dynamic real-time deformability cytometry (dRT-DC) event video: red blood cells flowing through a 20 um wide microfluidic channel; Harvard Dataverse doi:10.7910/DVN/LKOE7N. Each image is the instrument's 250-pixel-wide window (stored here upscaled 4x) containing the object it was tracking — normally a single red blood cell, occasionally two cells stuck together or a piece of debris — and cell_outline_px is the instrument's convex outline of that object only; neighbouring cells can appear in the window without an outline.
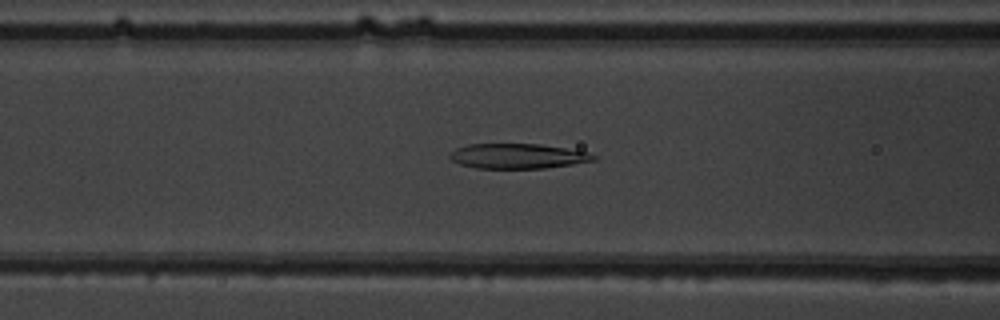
{"species": "common noctule bat (a hibernating species)", "species_latin": "Nyctalus noctula", "temperature_condition": "warm", "stored_images_in_passage": 38, "camera_frame_rate_fps": 3000, "um_per_image_px": 0.085, "animal": {"sex": "male", "body_mass_g": 19.5, "forearm_length_mm": 54.6}, "frame": {"image": 1, "passage_image": 8, "time_ms": 2.333, "image_size_px": [1000, 320], "cell_outline_px": [[596, 160], [572, 164], [544, 168], [476, 168], [460, 164], [452, 160], [448, 156], [456, 148], [468, 144], [540, 144], [588, 152], [596, 156]], "centroid_in_image_um": [43.99, 13.27], "position_along_channel_um": 122.6, "area_um2": 20.75}}
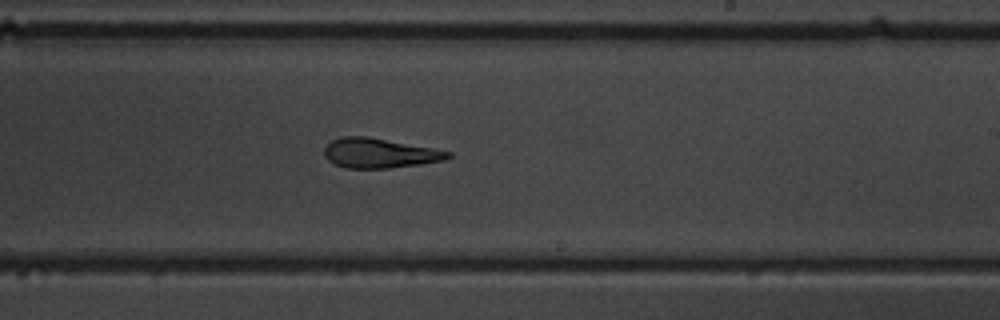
{"frame": {"image": 2, "passage_image": 18, "time_ms": 5.667, "image_size_px": [1000, 320], "cell_outline_px": [[452, 156], [444, 160], [420, 164], [388, 168], [344, 168], [332, 164], [324, 156], [324, 148], [332, 140], [340, 136], [368, 136], [432, 148], [452, 152]], "centroid_in_image_um": [32.21, 13.02], "position_along_channel_um": 256.8, "area_um2": 21.5}}
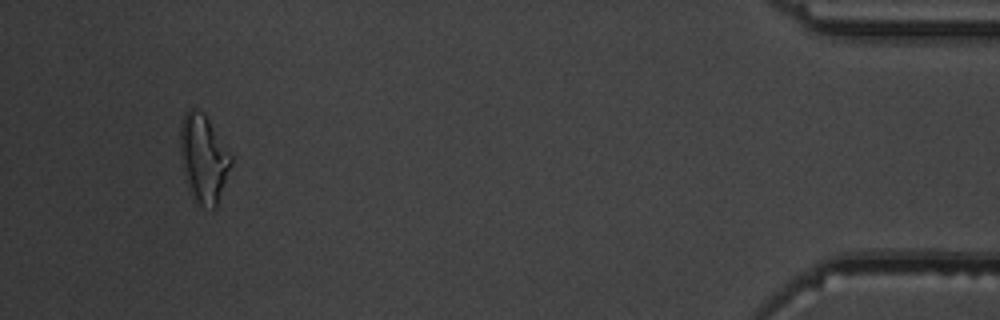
{"frame": {"image": 3, "passage_image": 35, "time_ms": 11.333, "image_size_px": [1000, 320], "cell_outline_px": [[232, 164], [216, 208], [212, 208], [196, 204], [192, 200], [188, 188], [180, 156], [180, 124], [184, 112], [188, 108], [192, 108], [204, 112], [232, 156]], "centroid_in_image_um": [17.28, 13.47], "position_along_channel_um": 417.9, "area_um2": 26.36}, "authors_computed_cell_mechanics": {"area_um2": 21.6172, "velocity_mm_per_s": 4.0281, "shape_relaxation_time_tau1_ms": 7.2608, "shape_relaxation_time_tau2_ms": 1.2223, "deformation_change_tau1": 0.2248, "deformation_change_tau2": 0.1098}}